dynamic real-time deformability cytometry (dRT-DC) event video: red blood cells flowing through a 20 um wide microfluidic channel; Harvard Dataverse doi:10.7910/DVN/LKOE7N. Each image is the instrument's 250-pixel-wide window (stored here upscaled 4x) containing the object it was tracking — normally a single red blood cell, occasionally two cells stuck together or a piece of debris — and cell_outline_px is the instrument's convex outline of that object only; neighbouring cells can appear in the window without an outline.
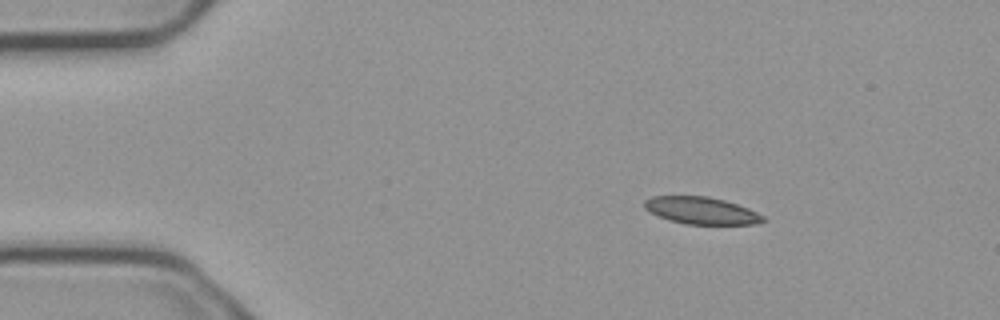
{"species": "common noctule bat (a hibernating species)", "species_latin": "Nyctalus noctula", "temperature_condition": "cold", "stored_images_in_passage": 4, "camera_frame_rate_fps": 3000, "um_per_image_px": 0.085, "animal": {"sex": "male", "body_mass_g": 23.1, "forearm_length_mm": 52.7}, "frame": {"image": 1, "passage_image": 2, "time_ms": 0.333, "image_size_px": [1000, 320], "cell_outline_px": [[768, 220], [756, 224], [684, 224], [668, 220], [644, 208], [644, 200], [652, 196], [708, 196], [724, 200], [748, 208], [764, 216]], "centroid_in_image_um": [59.63, 17.9], "position_along_channel_um": 25.4, "area_um2": 18.73}}